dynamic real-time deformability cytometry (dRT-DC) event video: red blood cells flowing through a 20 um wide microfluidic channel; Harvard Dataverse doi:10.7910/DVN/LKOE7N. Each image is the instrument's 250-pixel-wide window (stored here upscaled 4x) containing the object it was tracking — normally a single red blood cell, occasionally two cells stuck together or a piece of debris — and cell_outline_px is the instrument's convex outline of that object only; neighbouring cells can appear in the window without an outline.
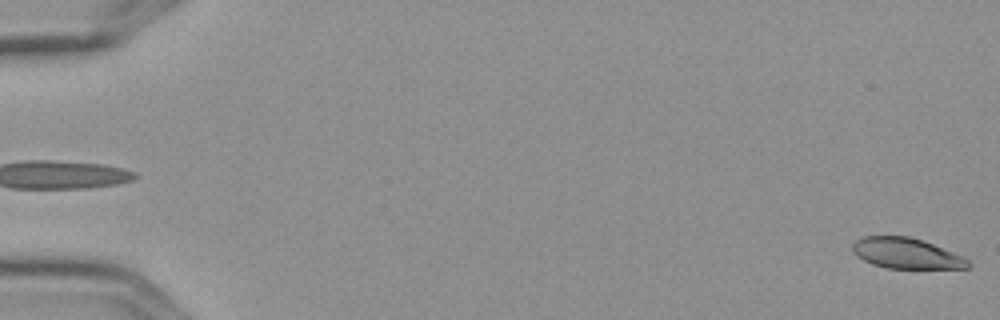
{"species": "Egyptian fruit bat (a non-hibernating species)", "species_latin": "Rousettus aegyptiacus", "temperature_condition": "cold", "stored_images_in_passage": 4, "segment_of_instrument_passage": [2, 2], "camera_frame_rate_fps": 3000, "um_per_image_px": 0.085, "frame": {"image": 1, "passage_image": 4, "time_ms": 1.0, "image_size_px": [1000, 320], "cell_outline_px": [[972, 264], [968, 268], [884, 268], [872, 264], [864, 260], [852, 252], [852, 244], [856, 240], [864, 236], [908, 236], [932, 244], [964, 256]], "centroid_in_image_um": [77.03, 21.54], "position_along_channel_um": 8.0, "area_um2": 20.52}}